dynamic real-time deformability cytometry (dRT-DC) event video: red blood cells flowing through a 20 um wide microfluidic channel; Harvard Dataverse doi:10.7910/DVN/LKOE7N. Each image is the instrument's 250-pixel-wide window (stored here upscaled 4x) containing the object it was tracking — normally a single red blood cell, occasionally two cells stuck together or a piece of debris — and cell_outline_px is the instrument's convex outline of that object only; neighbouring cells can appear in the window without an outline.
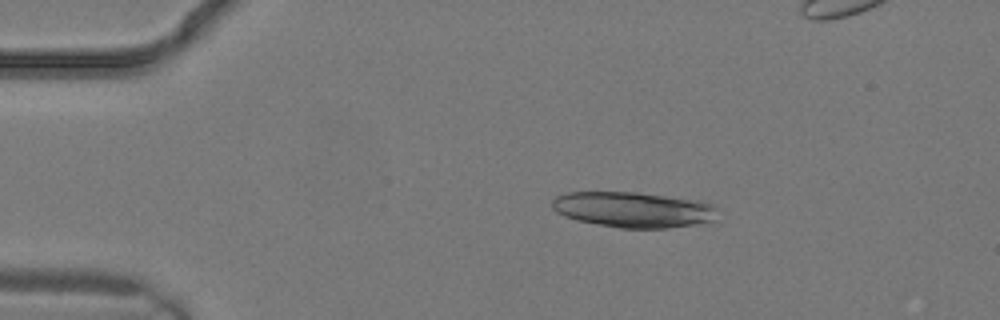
{"species": "common noctule bat (a hibernating species)", "species_latin": "Nyctalus noctula", "temperature_condition": "warm", "stored_images_in_passage": 8, "camera_frame_rate_fps": 3000, "um_per_image_px": 0.085, "animal": {"sex": "male", "body_mass_g": 19.2, "forearm_length_mm": 51.8}, "frame": {"image": 1, "passage_image": 4, "time_ms": 1.0, "image_size_px": [1000, 320], "cell_outline_px": [[716, 208], [712, 224], [668, 228], [620, 228], [576, 220], [564, 216], [556, 212], [552, 208], [552, 200], [556, 196], [568, 192], [636, 192], [700, 200], [712, 204]], "centroid_in_image_um": [53.87, 17.83], "position_along_channel_um": 31.1, "area_um2": 34.74}}